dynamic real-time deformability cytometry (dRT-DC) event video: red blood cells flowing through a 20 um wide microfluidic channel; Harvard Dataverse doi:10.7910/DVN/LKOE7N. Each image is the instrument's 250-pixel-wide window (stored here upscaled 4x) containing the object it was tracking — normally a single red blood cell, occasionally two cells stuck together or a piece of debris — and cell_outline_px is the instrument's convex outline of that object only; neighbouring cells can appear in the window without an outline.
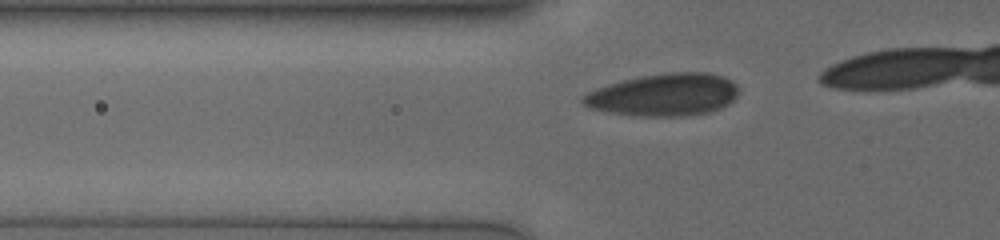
{"species": "human", "species_latin": "Homo sapiens", "temperature_condition": "cold", "stored_images_in_passage": 13, "camera_frame_rate_fps": 3000, "um_per_image_px": 0.085, "donor": {"sex": "male"}, "frame": {"image": 1, "passage_image": 7, "time_ms": 2.0, "image_size_px": [1000, 240], "cell_outline_px": [[736, 96], [728, 104], [712, 112], [692, 116], [640, 116], [608, 112], [592, 108], [584, 104], [580, 100], [580, 96], [596, 88], [608, 84], [640, 76], [668, 72], [708, 72], [724, 76], [732, 80], [736, 84]], "centroid_in_image_um": [56.44, 8.05], "position_along_channel_um": 69.4, "area_um2": 38.67}}
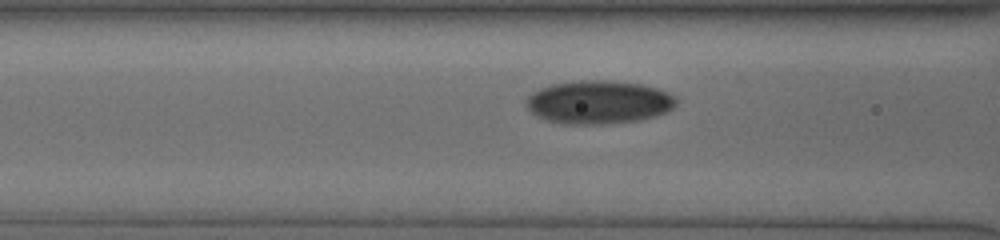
{"frame": {"image": 2, "passage_image": 11, "time_ms": 3.333, "image_size_px": [1000, 240], "cell_outline_px": [[676, 104], [672, 108], [664, 112], [640, 120], [600, 124], [564, 124], [548, 120], [532, 112], [524, 104], [524, 100], [532, 92], [540, 88], [552, 84], [580, 80], [608, 80], [640, 84], [656, 88], [668, 92], [676, 96]], "centroid_in_image_um": [50.86, 8.67], "position_along_channel_um": 115.7, "area_um2": 37.69}}